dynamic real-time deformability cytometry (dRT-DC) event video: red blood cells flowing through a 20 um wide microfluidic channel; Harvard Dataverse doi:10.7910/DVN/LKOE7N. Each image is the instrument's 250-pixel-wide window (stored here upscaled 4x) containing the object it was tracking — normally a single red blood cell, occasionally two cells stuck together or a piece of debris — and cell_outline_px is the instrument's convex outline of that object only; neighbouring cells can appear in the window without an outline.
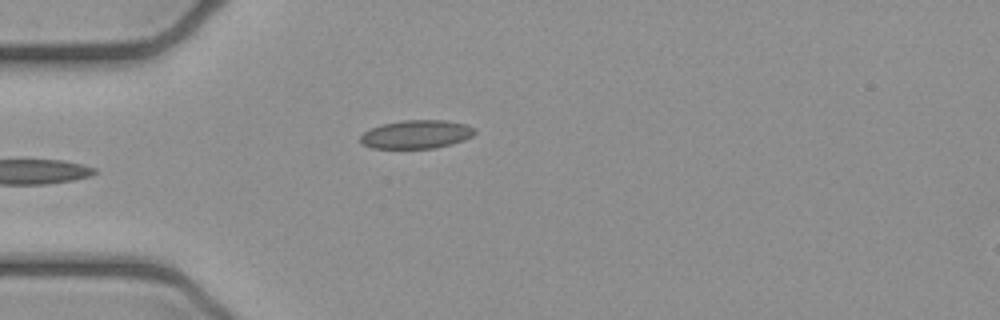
{"species": "common noctule bat (a hibernating species)", "species_latin": "Nyctalus noctula", "temperature_condition": "cold", "stored_images_in_passage": 5, "camera_frame_rate_fps": 3000, "um_per_image_px": 0.085, "animal": {"sex": "female", "body_mass_g": 21.9}, "frame": {"image": 1, "passage_image": 4, "time_ms": 1.0, "image_size_px": [1000, 320], "cell_outline_px": [[476, 132], [472, 136], [464, 140], [452, 144], [436, 148], [372, 148], [360, 144], [360, 136], [364, 132], [380, 124], [404, 120], [444, 120], [468, 124], [476, 128]], "centroid_in_image_um": [35.41, 11.41], "position_along_channel_um": 49.6, "area_um2": 19.19}}